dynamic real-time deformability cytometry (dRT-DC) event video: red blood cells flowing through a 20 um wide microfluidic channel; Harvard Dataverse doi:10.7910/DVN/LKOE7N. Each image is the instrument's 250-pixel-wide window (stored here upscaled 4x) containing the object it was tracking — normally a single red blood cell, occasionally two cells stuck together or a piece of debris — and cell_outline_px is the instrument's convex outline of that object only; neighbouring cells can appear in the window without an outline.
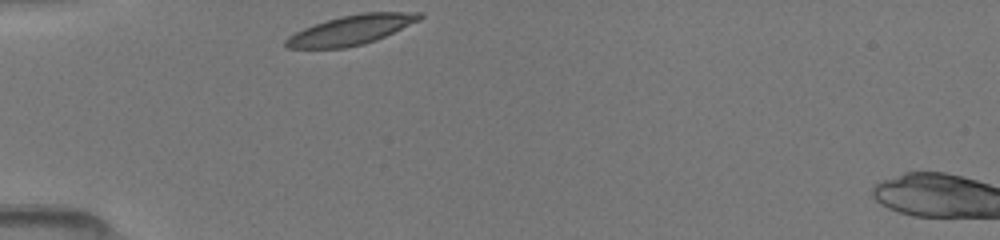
{"species": "common noctule bat (a hibernating species)", "species_latin": "Nyctalus noctula", "temperature_condition": "room temperature", "stored_images_in_passage": 4, "camera_frame_rate_fps": 3000, "um_per_image_px": 0.085, "animal": {"sex": "female", "body_mass_g": 19.5, "forearm_length_mm": 54.1}, "frame": {"image": 1, "passage_image": 1, "time_ms": 0.0, "image_size_px": [1000, 240], "cell_outline_px": [[424, 16], [420, 20], [376, 40], [364, 44], [344, 48], [288, 48], [284, 44], [284, 40], [288, 36], [304, 28], [340, 16], [360, 12], [420, 12]], "centroid_in_image_um": [29.86, 2.54], "position_along_channel_um": 55.1, "area_um2": 22.95}}